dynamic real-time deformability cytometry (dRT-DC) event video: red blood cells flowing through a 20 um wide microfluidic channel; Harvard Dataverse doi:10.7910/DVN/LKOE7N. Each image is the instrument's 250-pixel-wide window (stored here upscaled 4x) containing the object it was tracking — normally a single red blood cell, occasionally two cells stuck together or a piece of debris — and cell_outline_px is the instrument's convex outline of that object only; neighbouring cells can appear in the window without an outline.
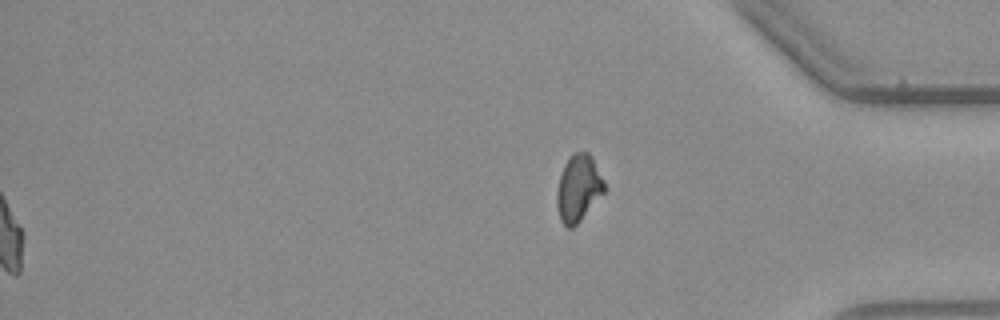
{"species": "common noctule bat (a hibernating species)", "species_latin": "Nyctalus noctula", "temperature_condition": "warm", "stored_images_in_passage": 45, "segment_of_instrument_passage": [2, 2], "camera_frame_rate_fps": 3000, "um_per_image_px": 0.085, "animal": {"sex": "male", "body_mass_g": 23.1, "forearm_length_mm": 52.7}, "frame": {"image": 1, "passage_image": 45, "time_ms": 14.667, "image_size_px": [1000, 320], "cell_outline_px": [[604, 192], [580, 220], [572, 228], [568, 228], [560, 220], [556, 204], [556, 192], [560, 176], [564, 164], [576, 152], [588, 152], [592, 156], [604, 180]], "centroid_in_image_um": [49.15, 16.0], "position_along_channel_um": 386.0, "area_um2": 18.21}}